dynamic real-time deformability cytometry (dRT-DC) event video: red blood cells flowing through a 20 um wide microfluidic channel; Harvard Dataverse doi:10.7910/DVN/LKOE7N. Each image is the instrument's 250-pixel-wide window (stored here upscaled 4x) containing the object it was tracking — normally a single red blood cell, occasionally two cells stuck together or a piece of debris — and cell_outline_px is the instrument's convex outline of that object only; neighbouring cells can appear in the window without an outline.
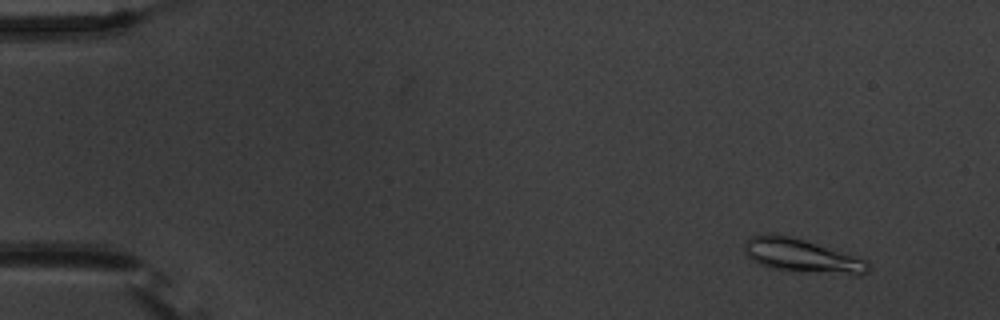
{"species": "common noctule bat (a hibernating species)", "species_latin": "Nyctalus noctula", "temperature_condition": "warm", "stored_images_in_passage": 57, "camera_frame_rate_fps": 3000, "um_per_image_px": 0.085, "animal": {"sex": "male", "body_mass_g": 20.1, "forearm_length_mm": 53.5}, "frame": {"image": 1, "passage_image": 6, "time_ms": 1.667, "image_size_px": [1000, 320], "cell_outline_px": [[872, 268], [868, 272], [860, 276], [768, 268], [752, 260], [744, 252], [744, 244], [748, 236], [768, 232], [788, 236], [804, 240], [868, 260]], "centroid_in_image_um": [68.16, 21.74], "position_along_channel_um": 16.8, "area_um2": 24.45}}
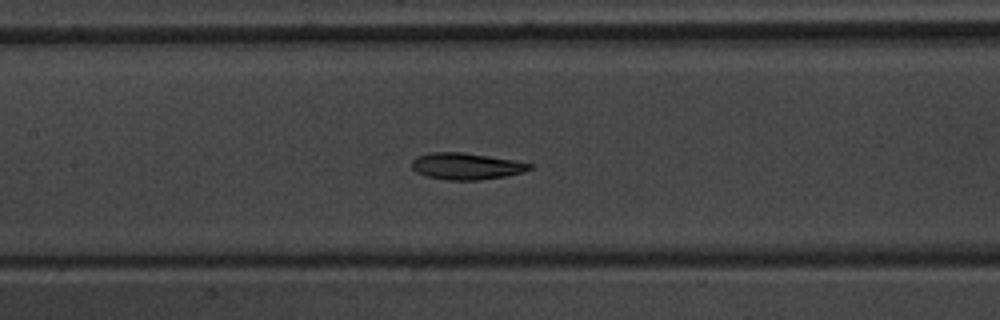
{"frame": {"image": 2, "passage_image": 28, "time_ms": 9.0, "image_size_px": [1000, 320], "cell_outline_px": [[536, 164], [532, 168], [524, 172], [504, 176], [480, 180], [448, 180], [424, 176], [416, 172], [412, 168], [412, 160], [416, 156], [432, 152], [460, 152], [488, 156]], "centroid_in_image_um": [39.62, 14.13], "position_along_channel_um": 167.8, "area_um2": 18.32}}
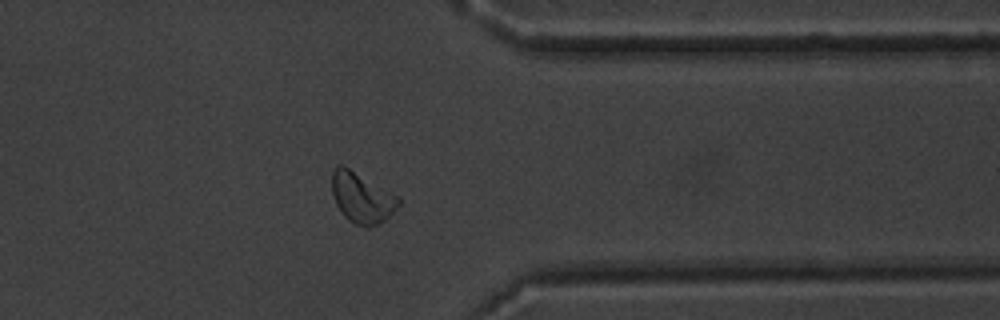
{"frame": {"image": 3, "passage_image": 46, "time_ms": 15.0, "image_size_px": [1000, 320], "cell_outline_px": [[400, 204], [384, 220], [368, 228], [364, 228], [348, 220], [344, 216], [336, 204], [332, 192], [332, 172], [336, 164], [344, 164], [400, 196]], "centroid_in_image_um": [30.75, 16.77], "position_along_channel_um": 380.7, "area_um2": 19.88}, "authors_computed_cell_mechanics": {"area_um2": 18.9584, "velocity_mm_per_s": 3.6539, "shape_relaxation_time_tau1_ms": 3.7476, "shape_relaxation_time_tau2_ms": 3.0906, "deformation_change_tau1": 0.1264, "deformation_change_tau2": 0.0771}}